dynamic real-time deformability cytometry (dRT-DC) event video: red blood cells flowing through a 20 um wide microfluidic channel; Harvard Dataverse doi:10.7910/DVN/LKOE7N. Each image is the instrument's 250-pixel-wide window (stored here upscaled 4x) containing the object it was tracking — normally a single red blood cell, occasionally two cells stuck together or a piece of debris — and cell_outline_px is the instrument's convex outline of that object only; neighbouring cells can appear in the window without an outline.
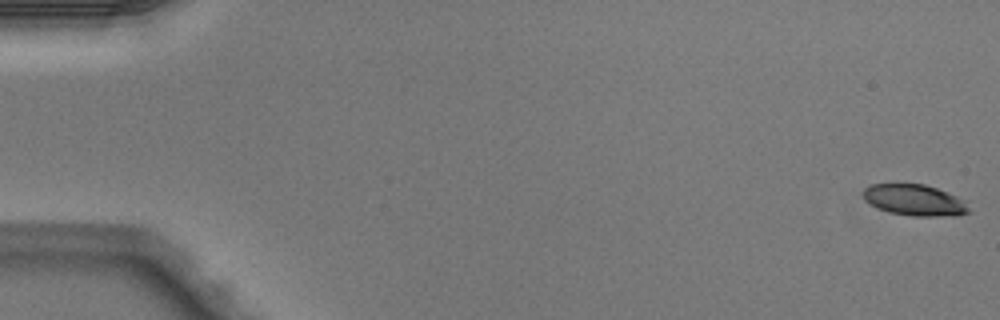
{"species": "Egyptian fruit bat (a non-hibernating species)", "species_latin": "Rousettus aegyptiacus", "temperature_condition": "warm", "stored_images_in_passage": 6, "camera_frame_rate_fps": 3000, "um_per_image_px": 0.085, "animal": {"sex": "male"}, "frame": {"image": 1, "passage_image": 1, "time_ms": 0.0, "image_size_px": [1000, 320], "cell_outline_px": [[972, 212], [956, 216], [912, 216], [888, 212], [876, 208], [868, 204], [864, 200], [864, 188], [872, 184], [924, 184], [948, 192], [964, 200]], "centroid_in_image_um": [77.75, 17.02], "position_along_channel_um": 7.3, "area_um2": 19.42}}
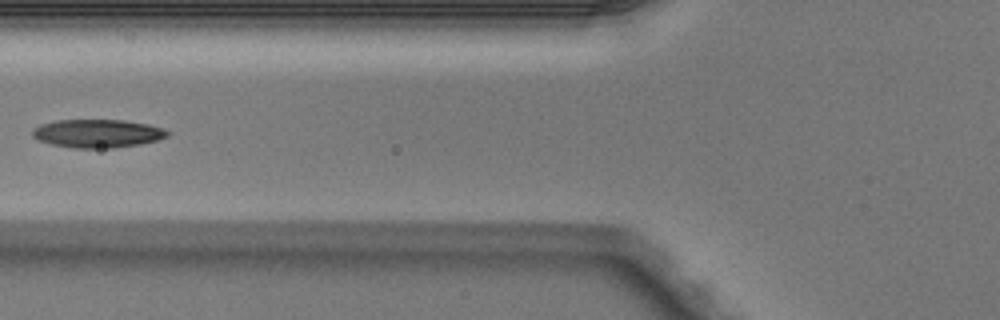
{"frame": {"image": 2, "passage_image": 6, "time_ms": 1.667, "image_size_px": [1000, 320], "cell_outline_px": [[168, 136], [156, 140], [140, 144], [116, 148], [72, 148], [48, 144], [32, 136], [32, 128], [40, 124], [56, 120], [124, 120], [148, 124], [160, 128], [168, 132]], "centroid_in_image_um": [8.23, 11.35], "position_along_channel_um": 117.6, "area_um2": 22.31}}